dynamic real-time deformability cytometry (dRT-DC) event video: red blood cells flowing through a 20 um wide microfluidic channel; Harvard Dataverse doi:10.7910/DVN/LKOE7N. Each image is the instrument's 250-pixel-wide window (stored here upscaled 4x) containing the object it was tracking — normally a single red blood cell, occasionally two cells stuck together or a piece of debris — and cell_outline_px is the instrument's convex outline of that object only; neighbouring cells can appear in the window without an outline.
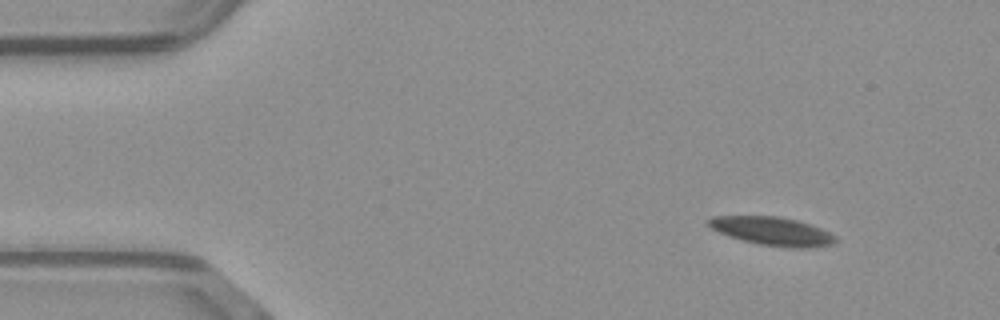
{"species": "common noctule bat (a hibernating species)", "species_latin": "Nyctalus noctula", "temperature_condition": "warm", "stored_images_in_passage": 48, "camera_frame_rate_fps": 3000, "um_per_image_px": 0.085, "animal": {"sex": "male", "body_mass_g": 23.1, "forearm_length_mm": 52.7}, "frame": {"image": 1, "passage_image": 1, "time_ms": 0.0, "image_size_px": [1000, 320], "cell_outline_px": [[836, 244], [808, 248], [792, 248], [760, 244], [744, 240], [720, 232], [712, 228], [704, 220], [712, 216], [776, 216], [796, 220], [820, 228], [836, 236]], "centroid_in_image_um": [65.66, 19.65], "position_along_channel_um": 19.3, "area_um2": 20.81}}
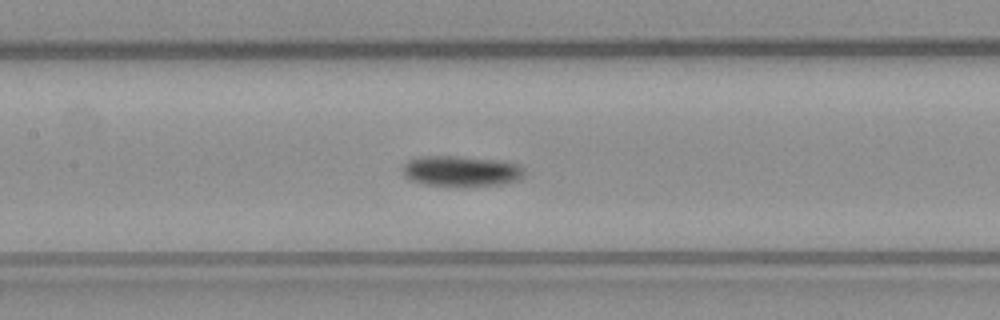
{"frame": {"image": 2, "passage_image": 19, "time_ms": 6.0, "image_size_px": [1000, 320], "cell_outline_px": [[524, 176], [520, 180], [504, 184], [464, 188], [460, 188], [424, 184], [408, 180], [404, 176], [404, 164], [408, 160], [420, 156], [456, 156], [496, 160], [516, 164], [524, 168]], "centroid_in_image_um": [39.2, 14.58], "position_along_channel_um": 168.2, "area_um2": 22.31}}
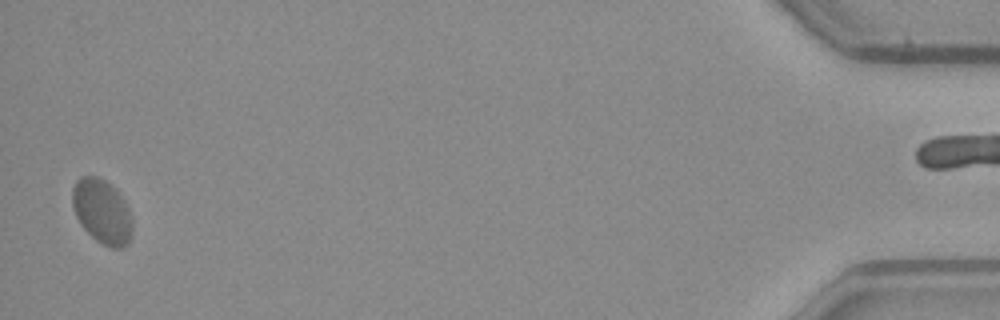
{"frame": {"image": 3, "passage_image": 46, "time_ms": 15.0, "image_size_px": [1000, 320], "cell_outline_px": [[132, 232], [128, 244], [124, 248], [112, 248], [96, 240], [80, 224], [76, 216], [72, 204], [72, 188], [76, 180], [80, 176], [100, 176], [112, 184], [116, 188], [124, 200], [128, 208], [132, 224]], "centroid_in_image_um": [8.67, 17.95], "position_along_channel_um": 426.5, "area_um2": 22.72}, "authors_computed_cell_mechanics": {"area_um2": 21.2415, "velocity_mm_per_s": 3.9764, "shape_relaxation_time_tau1_ms": 9.3679, "shape_relaxation_time_tau2_ms": null, "deformation_change_tau1": 0.1902, "deformation_change_tau2": null}}